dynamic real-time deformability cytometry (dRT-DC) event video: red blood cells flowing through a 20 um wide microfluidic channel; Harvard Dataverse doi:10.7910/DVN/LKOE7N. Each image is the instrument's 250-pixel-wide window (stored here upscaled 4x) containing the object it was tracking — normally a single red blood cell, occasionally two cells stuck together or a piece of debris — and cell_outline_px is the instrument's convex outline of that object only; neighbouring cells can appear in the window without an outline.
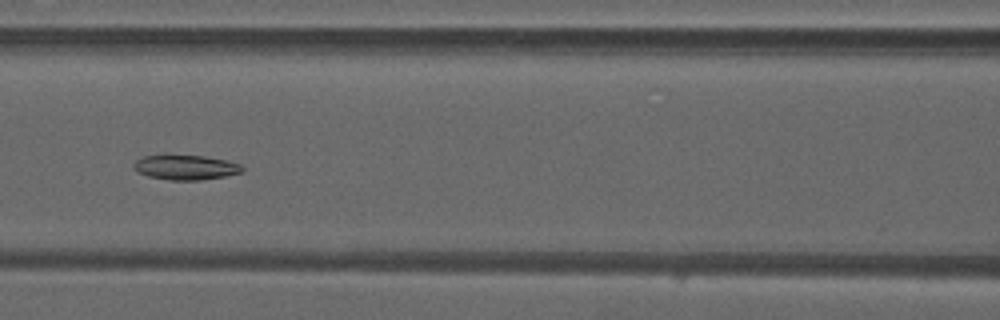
{"species": "common noctule bat (a hibernating species)", "species_latin": "Nyctalus noctula", "temperature_condition": "warm", "stored_images_in_passage": 36, "camera_frame_rate_fps": 3000, "um_per_image_px": 0.085, "animal": {"sex": "male", "forearm_length_mm": 52.5}, "frame": {"image": 1, "passage_image": 8, "time_ms": 2.333, "image_size_px": [1000, 320], "cell_outline_px": [[244, 172], [224, 176], [200, 180], [168, 180], [148, 176], [136, 172], [132, 168], [132, 164], [136, 160], [144, 156], [204, 156], [224, 160], [240, 164], [244, 168]], "centroid_in_image_um": [15.76, 14.24], "position_along_channel_um": 150.8, "area_um2": 15.55}}
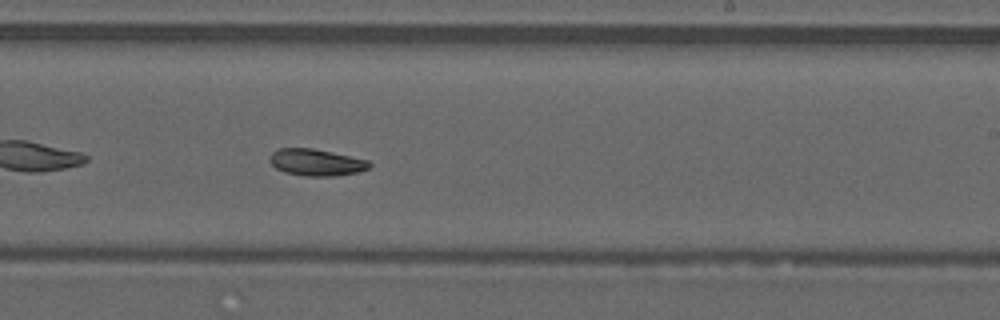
{"frame": {"image": 2, "passage_image": 16, "time_ms": 5.0, "image_size_px": [1000, 320], "cell_outline_px": [[372, 164], [368, 168], [356, 172], [336, 176], [304, 176], [284, 172], [276, 168], [268, 160], [268, 156], [276, 148], [312, 148], [332, 152], [368, 160]], "centroid_in_image_um": [26.83, 13.79], "position_along_channel_um": 262.2, "area_um2": 15.61}}
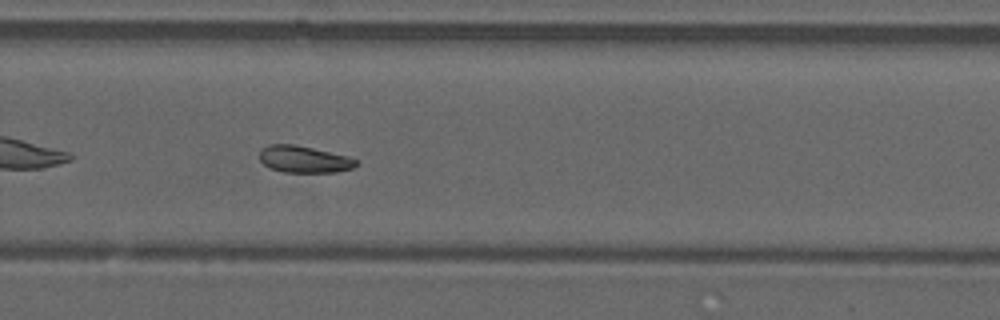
{"frame": {"image": 3, "passage_image": 19, "time_ms": 6.0, "image_size_px": [1000, 320], "cell_outline_px": [[360, 164], [352, 168], [336, 172], [284, 172], [268, 168], [260, 160], [260, 148], [268, 144], [296, 144], [348, 156], [360, 160]], "centroid_in_image_um": [25.86, 13.53], "position_along_channel_um": 303.9, "area_um2": 15.37}}